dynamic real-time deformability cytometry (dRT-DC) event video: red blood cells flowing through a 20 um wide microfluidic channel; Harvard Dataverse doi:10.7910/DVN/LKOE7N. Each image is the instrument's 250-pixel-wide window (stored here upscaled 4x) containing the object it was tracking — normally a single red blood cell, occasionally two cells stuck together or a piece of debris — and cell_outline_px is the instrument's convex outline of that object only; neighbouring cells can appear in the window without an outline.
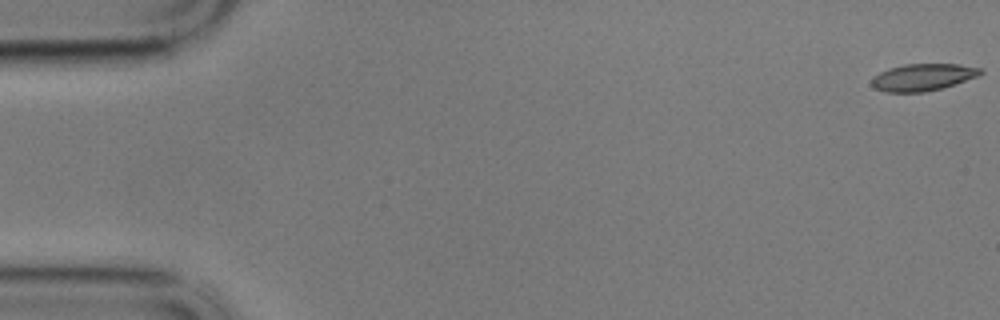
{"species": "common noctule bat (a hibernating species)", "species_latin": "Nyctalus noctula", "temperature_condition": "cold", "stored_images_in_passage": 54, "camera_frame_rate_fps": 3000, "um_per_image_px": 0.085, "animal": {"sex": "male", "body_mass_g": 17.9}, "frame": {"image": 1, "passage_image": 1, "time_ms": 0.0, "image_size_px": [1000, 320], "cell_outline_px": [[984, 72], [980, 76], [940, 88], [924, 92], [884, 92], [876, 88], [872, 84], [872, 76], [888, 68], [904, 64], [960, 64], [984, 68]], "centroid_in_image_um": [78.48, 6.55], "position_along_channel_um": 6.5, "area_um2": 17.22}}
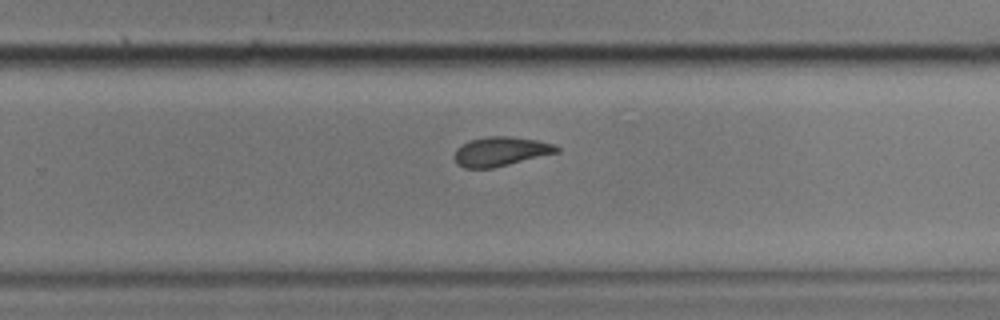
{"frame": {"image": 2, "passage_image": 38, "time_ms": 12.333, "image_size_px": [1000, 320], "cell_outline_px": [[560, 152], [492, 168], [464, 168], [456, 164], [452, 156], [456, 148], [468, 140], [488, 136], [508, 136], [536, 140], [556, 144], [560, 148]], "centroid_in_image_um": [42.53, 12.87], "position_along_channel_um": 287.3, "area_um2": 17.69}}
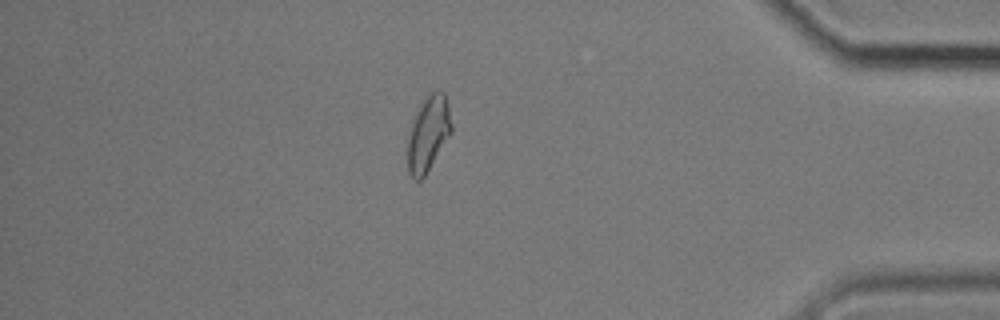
{"frame": {"image": 3, "passage_image": 51, "time_ms": 16.667, "image_size_px": [1000, 320], "cell_outline_px": [[452, 132], [424, 176], [420, 180], [416, 180], [408, 172], [408, 124], [428, 92], [444, 92], [448, 104], [452, 124]], "centroid_in_image_um": [36.38, 11.32], "position_along_channel_um": 398.8, "area_um2": 19.31}, "authors_computed_cell_mechanics": {"area_um2": 17.8024, "velocity_mm_per_s": 3.4097, "shape_relaxation_time_tau1_ms": 5.8286, "shape_relaxation_time_tau2_ms": 4.2071, "deformation_change_tau1": 0.1663, "deformation_change_tau2": 0.1001}}